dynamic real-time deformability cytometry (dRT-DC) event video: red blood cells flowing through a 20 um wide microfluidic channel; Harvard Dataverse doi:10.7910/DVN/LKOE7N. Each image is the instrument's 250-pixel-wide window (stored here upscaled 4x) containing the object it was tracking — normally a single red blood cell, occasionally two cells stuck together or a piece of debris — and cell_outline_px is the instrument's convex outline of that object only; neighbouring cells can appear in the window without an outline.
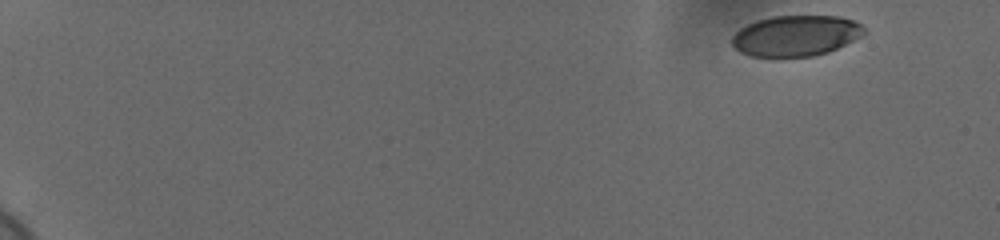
{"species": "human", "species_latin": "Homo sapiens", "temperature_condition": "cold", "stored_images_in_passage": 8, "camera_frame_rate_fps": 3000, "um_per_image_px": 0.085, "donor": {"sex": "female"}, "frame": {"image": 1, "passage_image": 1, "time_ms": 0.0, "image_size_px": [1000, 240], "cell_outline_px": [[868, 32], [864, 36], [828, 52], [812, 56], [752, 56], [740, 52], [732, 44], [732, 36], [740, 28], [756, 20], [772, 16], [836, 16], [856, 20]], "centroid_in_image_um": [67.69, 3.02], "position_along_channel_um": 17.3, "area_um2": 31.44}}
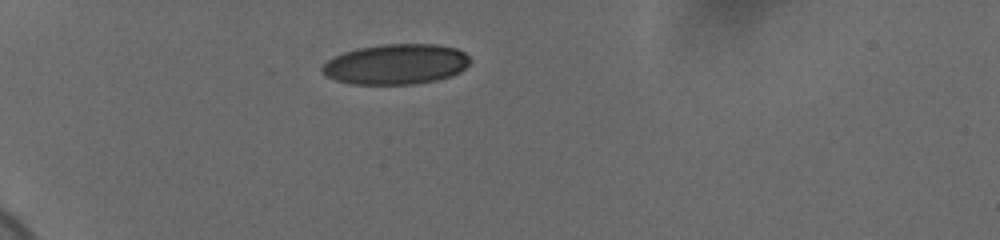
{"frame": {"image": 2, "passage_image": 6, "time_ms": 1.667, "image_size_px": [1000, 240], "cell_outline_px": [[472, 60], [460, 72], [452, 76], [436, 80], [416, 84], [352, 84], [336, 80], [324, 76], [320, 68], [328, 60], [344, 52], [356, 48], [384, 44], [436, 44], [456, 48], [464, 52]], "centroid_in_image_um": [33.66, 5.46], "position_along_channel_um": 51.3, "area_um2": 34.91}}
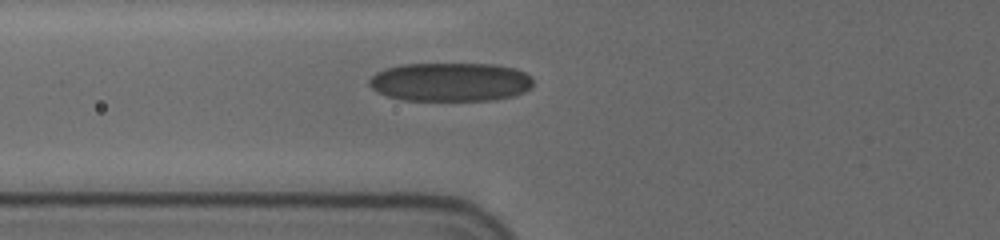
{"frame": {"image": 3, "passage_image": 8, "time_ms": 2.333, "image_size_px": [1000, 240], "cell_outline_px": [[532, 88], [524, 92], [512, 96], [492, 100], [400, 100], [376, 92], [368, 84], [368, 80], [376, 72], [384, 68], [400, 64], [496, 64], [516, 68], [532, 76]], "centroid_in_image_um": [38.27, 6.96], "position_along_channel_um": 87.5, "area_um2": 37.4}}